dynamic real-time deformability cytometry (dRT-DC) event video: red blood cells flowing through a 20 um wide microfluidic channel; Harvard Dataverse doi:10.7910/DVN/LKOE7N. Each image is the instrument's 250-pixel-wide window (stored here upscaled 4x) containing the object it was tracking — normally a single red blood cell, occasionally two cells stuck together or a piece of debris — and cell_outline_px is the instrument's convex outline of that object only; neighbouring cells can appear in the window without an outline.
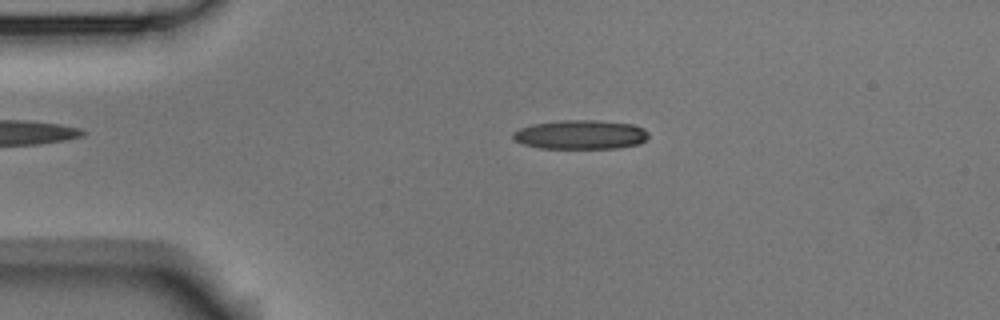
{"species": "Egyptian fruit bat (a non-hibernating species)", "species_latin": "Rousettus aegyptiacus", "temperature_condition": "room temperature", "stored_images_in_passage": 5, "camera_frame_rate_fps": 3000, "um_per_image_px": 0.085, "animal": {"sex": "male"}, "frame": {"image": 1, "passage_image": 5, "time_ms": 1.333, "image_size_px": [1000, 320], "cell_outline_px": [[648, 136], [640, 144], [620, 148], [540, 148], [524, 144], [516, 140], [512, 136], [512, 132], [520, 128], [532, 124], [560, 120], [596, 120], [632, 124], [644, 128], [648, 132]], "centroid_in_image_um": [49.36, 11.44], "position_along_channel_um": 35.6, "area_um2": 23.06}}